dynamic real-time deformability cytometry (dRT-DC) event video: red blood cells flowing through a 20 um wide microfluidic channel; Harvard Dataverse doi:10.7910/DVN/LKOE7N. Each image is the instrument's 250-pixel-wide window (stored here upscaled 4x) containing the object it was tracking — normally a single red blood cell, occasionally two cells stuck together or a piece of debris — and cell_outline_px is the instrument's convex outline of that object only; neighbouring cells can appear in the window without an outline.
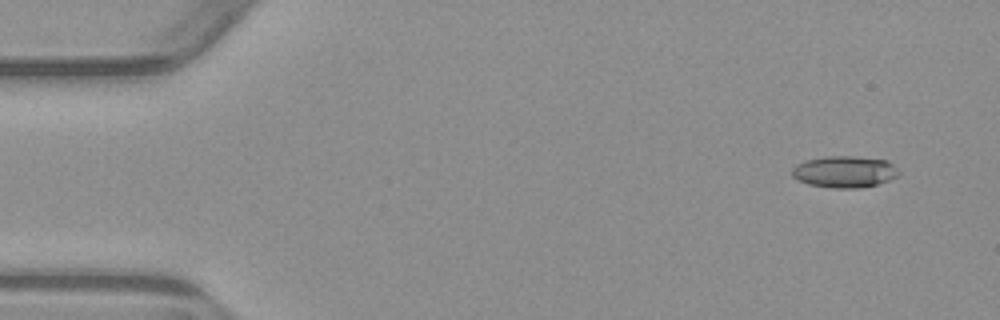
{"species": "common noctule bat (a hibernating species)", "species_latin": "Nyctalus noctula", "temperature_condition": "warm", "stored_images_in_passage": 5, "camera_frame_rate_fps": 3000, "um_per_image_px": 0.085, "animal": {"sex": "male", "body_mass_g": 23.1, "forearm_length_mm": 52.7}, "frame": {"image": 1, "passage_image": 1, "time_ms": 0.0, "image_size_px": [1000, 320], "cell_outline_px": [[900, 172], [896, 176], [888, 180], [876, 184], [860, 188], [832, 188], [808, 184], [792, 176], [792, 168], [796, 164], [808, 160], [828, 156], [852, 156], [888, 160]], "centroid_in_image_um": [71.78, 14.6], "position_along_channel_um": 13.2, "area_um2": 19.48}}
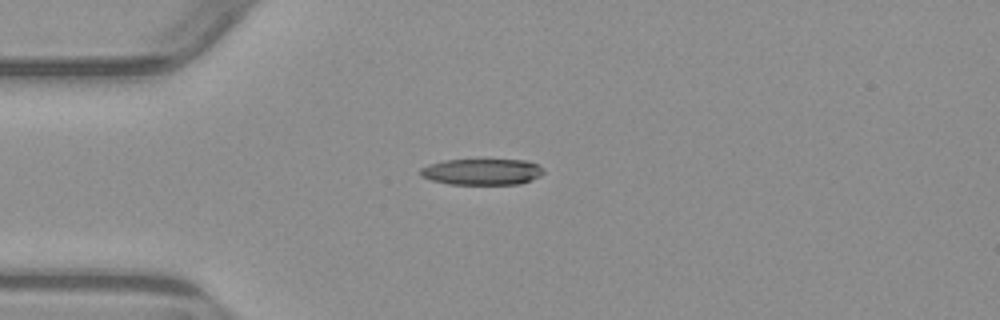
{"frame": {"image": 2, "passage_image": 4, "time_ms": 3.333, "image_size_px": [1000, 320], "cell_outline_px": [[544, 172], [540, 176], [520, 184], [448, 184], [432, 180], [420, 176], [420, 168], [428, 164], [444, 160], [528, 160], [544, 168]], "centroid_in_image_um": [40.96, 14.6], "position_along_channel_um": 44.0, "area_um2": 18.84}}
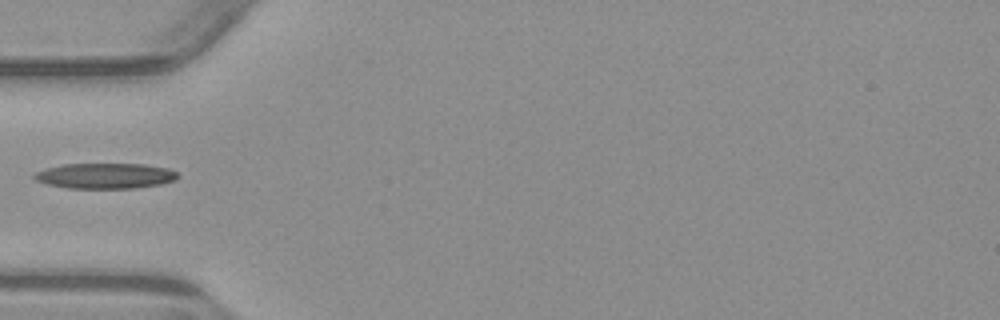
{"frame": {"image": 3, "passage_image": 5, "time_ms": 4.667, "image_size_px": [1000, 320], "cell_outline_px": [[176, 180], [160, 184], [136, 188], [68, 188], [48, 184], [36, 180], [32, 176], [36, 172], [48, 168], [64, 164], [144, 164], [168, 168], [176, 172]], "centroid_in_image_um": [8.95, 14.95], "position_along_channel_um": 76.1, "area_um2": 21.1}}